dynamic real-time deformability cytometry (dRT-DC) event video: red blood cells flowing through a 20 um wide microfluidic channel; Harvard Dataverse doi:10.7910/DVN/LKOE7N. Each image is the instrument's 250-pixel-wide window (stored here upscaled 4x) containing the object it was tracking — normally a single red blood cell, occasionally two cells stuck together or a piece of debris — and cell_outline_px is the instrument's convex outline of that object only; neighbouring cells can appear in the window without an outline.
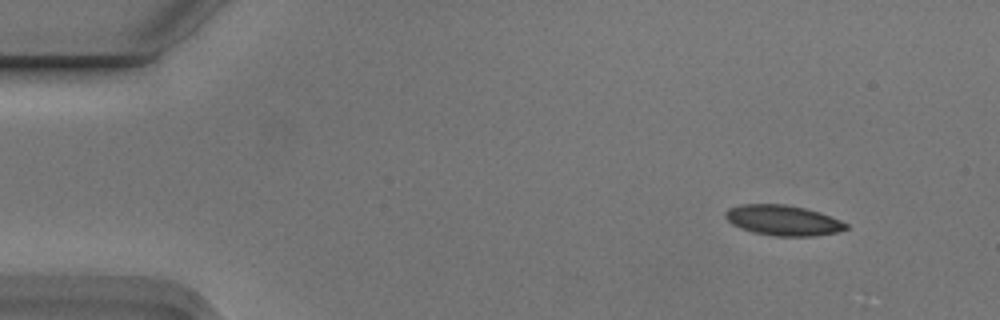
{"species": "Egyptian fruit bat (a non-hibernating species)", "species_latin": "Rousettus aegyptiacus", "temperature_condition": "cold", "stored_images_in_passage": 4, "camera_frame_rate_fps": 3000, "um_per_image_px": 0.085, "animal": {"sex": "male"}, "frame": {"image": 1, "passage_image": 1, "time_ms": 0.0, "image_size_px": [1000, 320], "cell_outline_px": [[848, 228], [836, 232], [816, 236], [776, 236], [752, 232], [740, 228], [732, 224], [724, 216], [724, 212], [728, 208], [740, 204], [788, 204], [820, 212], [840, 220], [848, 224]], "centroid_in_image_um": [66.54, 18.72], "position_along_channel_um": 18.5, "area_um2": 21.44}}
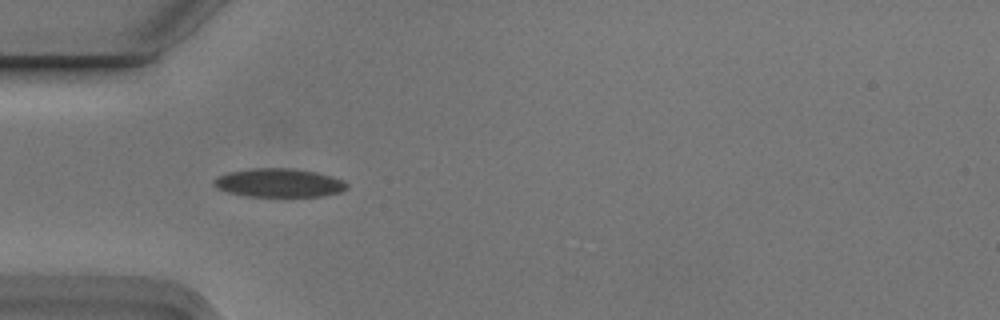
{"frame": {"image": 2, "passage_image": 4, "time_ms": 1.0, "image_size_px": [1000, 320], "cell_outline_px": [[348, 188], [340, 192], [324, 196], [248, 196], [228, 192], [216, 188], [212, 184], [212, 180], [216, 176], [228, 172], [252, 168], [292, 168], [316, 172], [332, 176], [344, 180], [348, 184]], "centroid_in_image_um": [23.7, 15.53], "position_along_channel_um": 61.3, "area_um2": 22.37}}